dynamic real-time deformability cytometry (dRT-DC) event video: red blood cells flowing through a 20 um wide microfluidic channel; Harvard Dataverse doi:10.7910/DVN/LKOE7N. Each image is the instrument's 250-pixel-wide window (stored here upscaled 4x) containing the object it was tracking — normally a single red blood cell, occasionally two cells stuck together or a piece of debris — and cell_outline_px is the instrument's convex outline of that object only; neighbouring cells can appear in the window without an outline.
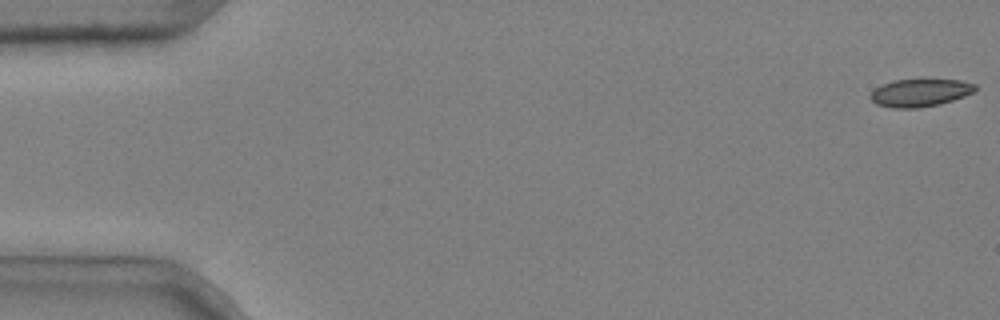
{"species": "common noctule bat (a hibernating species)", "species_latin": "Nyctalus noctula", "temperature_condition": "cold", "stored_images_in_passage": 11, "camera_frame_rate_fps": 3000, "um_per_image_px": 0.085, "animal": {"sex": "male", "body_mass_g": 20.4}, "frame": {"image": 1, "passage_image": 1, "time_ms": 0.0, "image_size_px": [1000, 320], "cell_outline_px": [[976, 88], [972, 92], [964, 96], [940, 104], [916, 108], [892, 108], [876, 104], [868, 96], [876, 88], [892, 80], [960, 80], [976, 84]], "centroid_in_image_um": [78.18, 7.89], "position_along_channel_um": 6.8, "area_um2": 16.7}}